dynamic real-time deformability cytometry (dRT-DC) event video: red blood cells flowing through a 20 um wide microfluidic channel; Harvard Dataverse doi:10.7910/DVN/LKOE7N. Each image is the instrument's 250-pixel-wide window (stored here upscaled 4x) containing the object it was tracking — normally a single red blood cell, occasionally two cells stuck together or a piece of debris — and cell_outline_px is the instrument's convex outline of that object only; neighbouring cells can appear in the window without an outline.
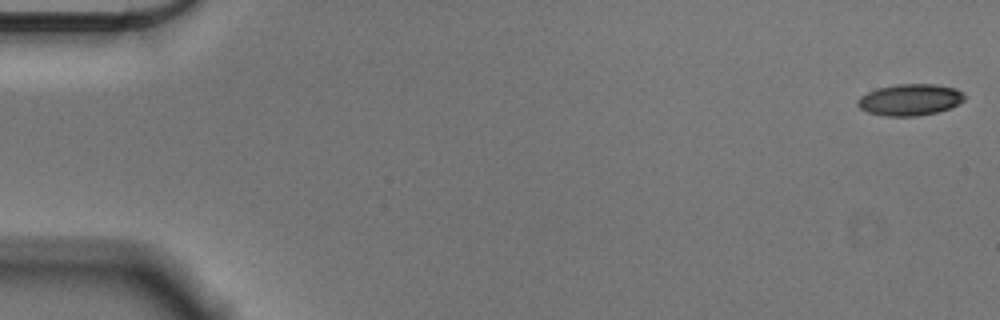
{"species": "Egyptian fruit bat (a non-hibernating species)", "species_latin": "Rousettus aegyptiacus", "temperature_condition": "cold", "stored_images_in_passage": 12, "camera_frame_rate_fps": 3000, "um_per_image_px": 0.085, "animal": {"sex": "male"}, "frame": {"image": 1, "passage_image": 1, "time_ms": 0.0, "image_size_px": [1000, 320], "cell_outline_px": [[964, 100], [948, 108], [936, 112], [916, 116], [884, 116], [868, 112], [860, 108], [856, 104], [856, 100], [860, 96], [876, 88], [896, 84], [936, 84], [956, 88], [964, 92]], "centroid_in_image_um": [77.32, 8.46], "position_along_channel_um": 7.7, "area_um2": 19.65}}